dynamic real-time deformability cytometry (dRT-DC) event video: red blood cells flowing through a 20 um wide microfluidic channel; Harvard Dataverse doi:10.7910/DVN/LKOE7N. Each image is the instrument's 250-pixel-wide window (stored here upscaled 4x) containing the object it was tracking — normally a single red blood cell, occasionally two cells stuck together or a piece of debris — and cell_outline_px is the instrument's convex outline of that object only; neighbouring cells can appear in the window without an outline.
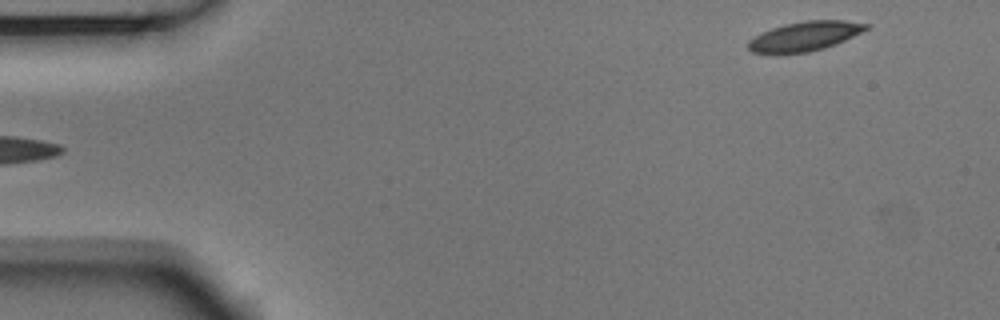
{"species": "Egyptian fruit bat (a non-hibernating species)", "species_latin": "Rousettus aegyptiacus", "temperature_condition": "room temperature", "stored_images_in_passage": 4, "segment_of_instrument_passage": [2, 2], "camera_frame_rate_fps": 3000, "um_per_image_px": 0.085, "animal": {"sex": "male"}, "frame": {"image": 1, "passage_image": 4, "time_ms": 1.0, "image_size_px": [1000, 320], "cell_outline_px": [[872, 24], [868, 28], [844, 40], [824, 48], [808, 52], [752, 52], [748, 48], [748, 40], [772, 28], [784, 24], [804, 20], [844, 20]], "centroid_in_image_um": [68.44, 3.05], "position_along_channel_um": 16.6, "area_um2": 19.71}}